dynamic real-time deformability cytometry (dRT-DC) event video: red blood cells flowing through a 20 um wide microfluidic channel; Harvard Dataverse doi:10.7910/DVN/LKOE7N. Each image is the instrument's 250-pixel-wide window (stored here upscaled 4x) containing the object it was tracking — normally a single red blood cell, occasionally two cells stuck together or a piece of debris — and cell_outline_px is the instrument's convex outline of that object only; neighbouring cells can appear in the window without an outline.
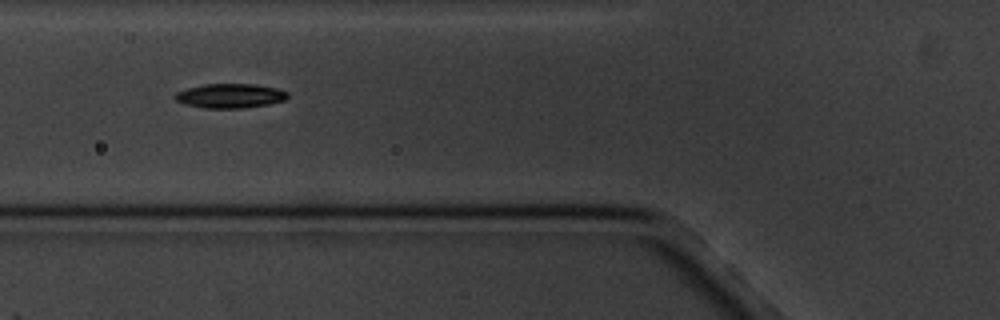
{"species": "common noctule bat (a hibernating species)", "species_latin": "Nyctalus noctula", "temperature_condition": "cold", "stored_images_in_passage": 9, "camera_frame_rate_fps": 3000, "um_per_image_px": 0.085, "animal": {"sex": "male", "body_mass_g": 20.1, "forearm_length_mm": 53.5}, "frame": {"image": 1, "passage_image": 3, "time_ms": 2.333, "image_size_px": [1000, 320], "cell_outline_px": [[288, 96], [284, 100], [268, 104], [240, 108], [204, 108], [184, 104], [176, 100], [172, 96], [176, 92], [188, 88], [204, 84], [252, 84], [276, 88], [288, 92]], "centroid_in_image_um": [19.52, 8.14], "position_along_channel_um": 106.3, "area_um2": 15.9}}
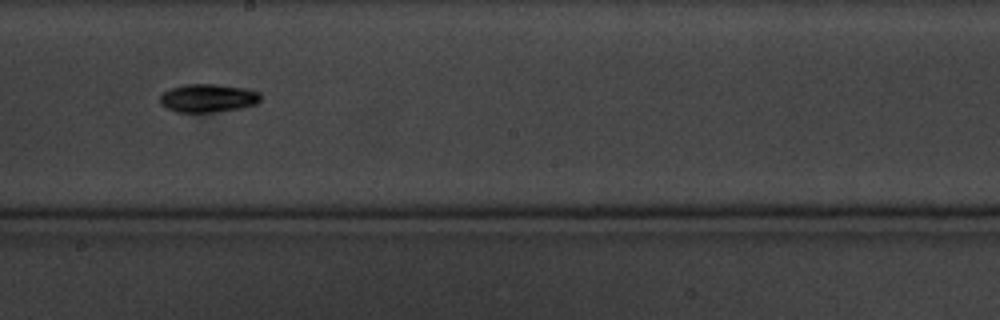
{"frame": {"image": 2, "passage_image": 6, "time_ms": 6.0, "image_size_px": [1000, 320], "cell_outline_px": [[260, 100], [256, 104], [240, 108], [216, 112], [176, 112], [160, 104], [160, 96], [168, 88], [184, 84], [220, 84], [244, 88], [260, 92]], "centroid_in_image_um": [17.66, 8.33], "position_along_channel_um": 230.5, "area_um2": 16.7}}
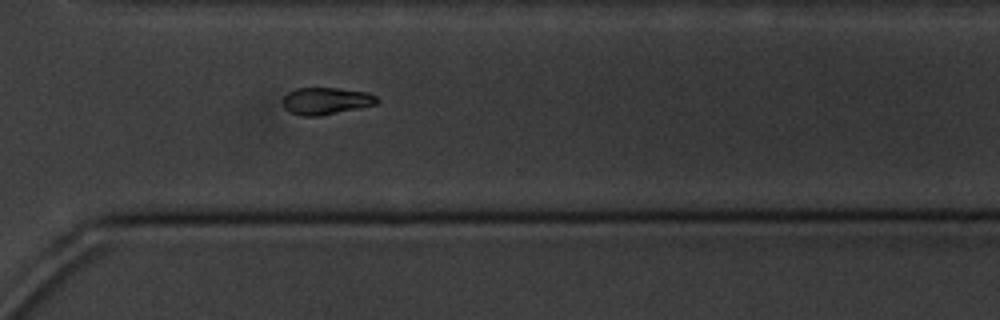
{"frame": {"image": 3, "passage_image": 9, "time_ms": 9.333, "image_size_px": [1000, 320], "cell_outline_px": [[380, 100], [376, 104], [320, 116], [300, 116], [284, 108], [284, 96], [288, 92], [296, 88], [336, 88], [368, 92], [376, 96]], "centroid_in_image_um": [27.72, 8.57], "position_along_channel_um": 342.9, "area_um2": 14.74}}